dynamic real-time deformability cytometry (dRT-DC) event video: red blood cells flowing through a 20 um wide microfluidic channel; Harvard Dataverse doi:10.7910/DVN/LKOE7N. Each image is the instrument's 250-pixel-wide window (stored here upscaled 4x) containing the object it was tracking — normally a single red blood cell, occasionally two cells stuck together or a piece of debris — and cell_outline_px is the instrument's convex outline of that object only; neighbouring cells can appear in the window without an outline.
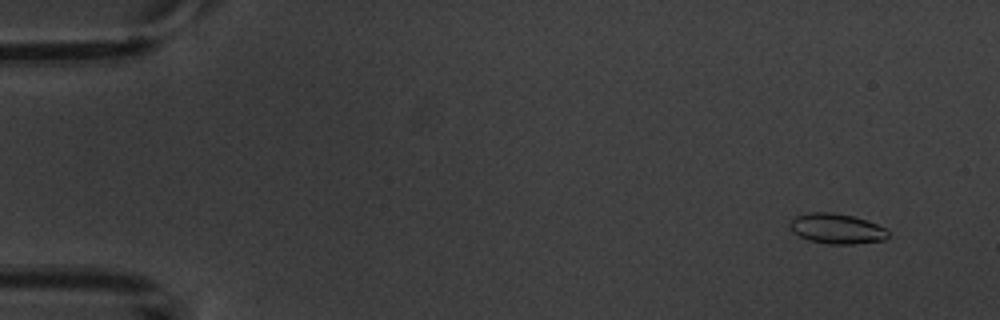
{"species": "common noctule bat (a hibernating species)", "species_latin": "Nyctalus noctula", "temperature_condition": "warm", "stored_images_in_passage": 9, "camera_frame_rate_fps": 3000, "um_per_image_px": 0.085, "animal": {"sex": "male", "body_mass_g": 20.1, "forearm_length_mm": 53.5}, "frame": {"image": 1, "passage_image": 2, "time_ms": 1.0, "image_size_px": [1000, 320], "cell_outline_px": [[888, 240], [852, 244], [828, 244], [808, 240], [792, 232], [788, 224], [796, 216], [808, 212], [832, 212], [852, 216], [876, 224], [884, 228], [888, 232]], "centroid_in_image_um": [71.1, 19.44], "position_along_channel_um": 13.9, "area_um2": 17.28}}
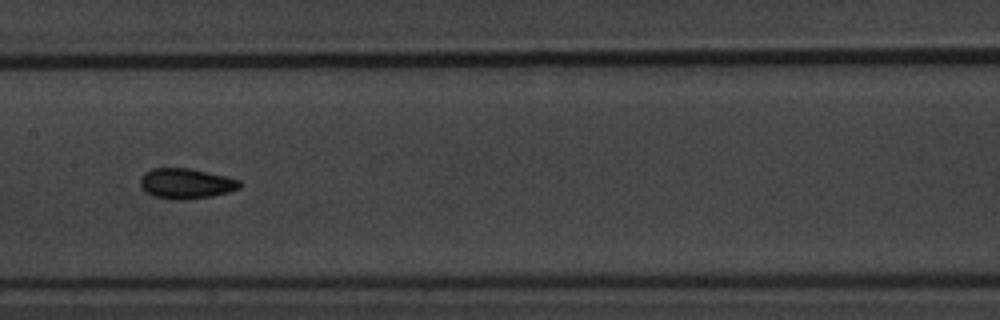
{"frame": {"image": 2, "passage_image": 8, "time_ms": 9.0, "image_size_px": [1000, 320], "cell_outline_px": [[240, 188], [228, 192], [212, 196], [184, 200], [172, 200], [152, 196], [144, 192], [140, 184], [140, 180], [144, 172], [152, 168], [188, 168], [224, 176], [240, 180]], "centroid_in_image_um": [15.76, 15.61], "position_along_channel_um": 191.6, "area_um2": 17.63}}
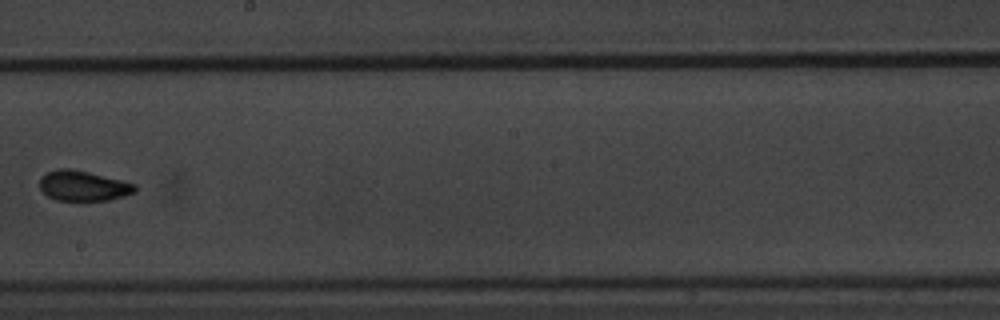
{"frame": {"image": 3, "passage_image": 9, "time_ms": 10.333, "image_size_px": [1000, 320], "cell_outline_px": [[136, 192], [124, 196], [108, 200], [80, 204], [56, 200], [48, 196], [40, 188], [40, 176], [56, 168], [68, 168], [88, 172], [136, 184]], "centroid_in_image_um": [7.05, 15.85], "position_along_channel_um": 241.1, "area_um2": 17.4}}